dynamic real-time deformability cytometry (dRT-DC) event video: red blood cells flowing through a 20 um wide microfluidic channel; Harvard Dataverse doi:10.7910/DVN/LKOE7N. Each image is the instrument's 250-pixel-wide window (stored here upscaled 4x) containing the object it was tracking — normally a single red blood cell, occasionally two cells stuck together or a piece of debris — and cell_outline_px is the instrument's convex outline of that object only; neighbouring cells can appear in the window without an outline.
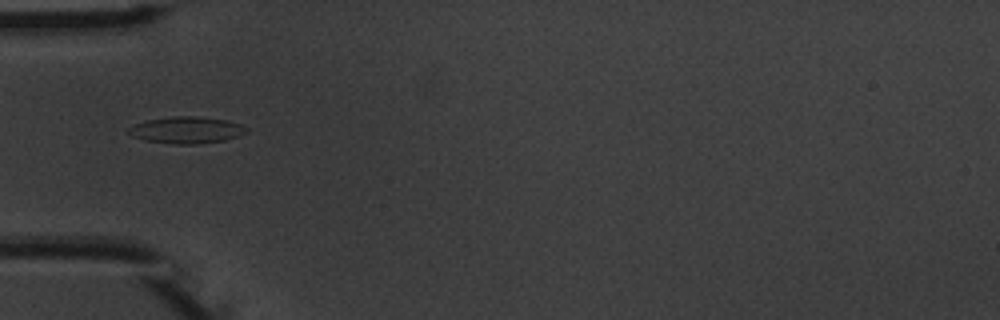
{"species": "common noctule bat (a hibernating species)", "species_latin": "Nyctalus noctula", "temperature_condition": "warm", "stored_images_in_passage": 5, "camera_frame_rate_fps": 3000, "um_per_image_px": 0.085, "animal": {"sex": "male", "body_mass_g": 20.1, "forearm_length_mm": 53.5}, "frame": {"image": 1, "passage_image": 3, "time_ms": 2.667, "image_size_px": [1000, 320], "cell_outline_px": [[248, 132], [224, 140], [196, 144], [172, 144], [144, 140], [132, 136], [128, 132], [128, 128], [136, 124], [148, 120], [172, 116], [196, 116], [228, 120], [240, 124], [248, 128]], "centroid_in_image_um": [15.86, 11.05], "position_along_channel_um": 69.1, "area_um2": 18.26}}
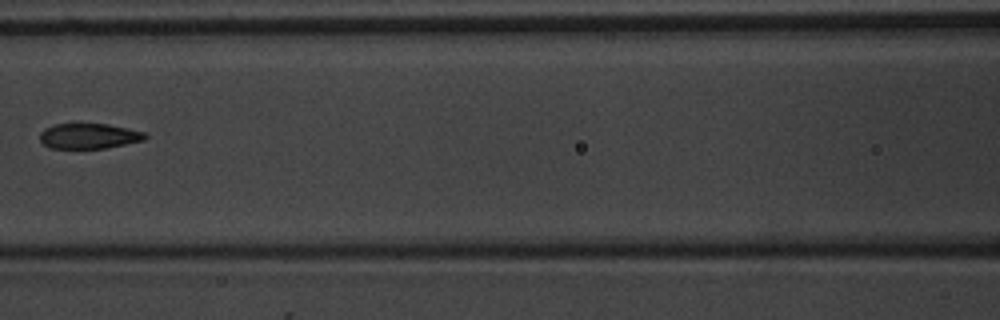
{"frame": {"image": 2, "passage_image": 5, "time_ms": 5.0, "image_size_px": [1000, 320], "cell_outline_px": [[148, 136], [144, 140], [108, 148], [48, 148], [40, 140], [40, 132], [44, 128], [56, 124], [108, 124], [128, 128], [144, 132]], "centroid_in_image_um": [7.56, 11.56], "position_along_channel_um": 159.0, "area_um2": 15.55}}